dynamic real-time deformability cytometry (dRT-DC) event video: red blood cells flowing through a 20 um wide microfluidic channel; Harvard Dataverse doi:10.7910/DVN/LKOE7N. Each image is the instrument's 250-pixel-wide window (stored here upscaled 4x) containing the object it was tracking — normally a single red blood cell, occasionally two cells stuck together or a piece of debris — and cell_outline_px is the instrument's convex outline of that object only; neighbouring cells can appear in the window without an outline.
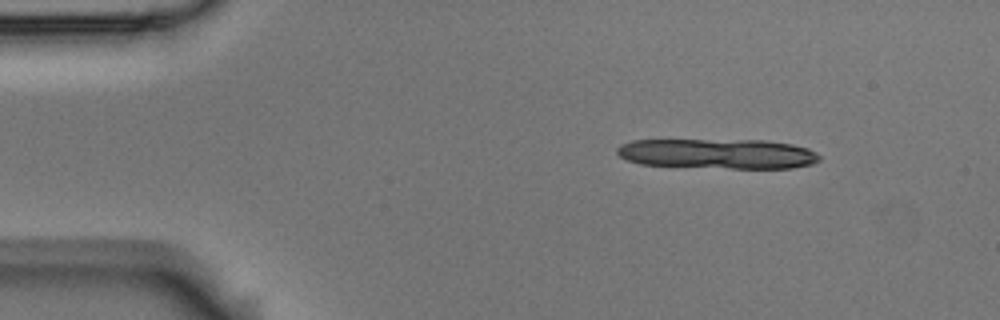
{"species": "Egyptian fruit bat (a non-hibernating species)", "species_latin": "Rousettus aegyptiacus", "temperature_condition": "room temperature", "stored_images_in_passage": 3, "camera_frame_rate_fps": 3000, "um_per_image_px": 0.085, "animal": {"sex": "male"}, "frame": {"image": 1, "passage_image": 1, "time_ms": 0.0, "image_size_px": [1000, 320], "cell_outline_px": [[820, 160], [812, 164], [792, 168], [732, 168], [640, 164], [628, 160], [620, 156], [616, 152], [616, 148], [620, 144], [632, 140], [764, 140], [792, 144], [808, 148], [816, 152], [820, 156]], "centroid_in_image_um": [61.02, 13.06], "position_along_channel_um": 24.0, "area_um2": 35.37}}